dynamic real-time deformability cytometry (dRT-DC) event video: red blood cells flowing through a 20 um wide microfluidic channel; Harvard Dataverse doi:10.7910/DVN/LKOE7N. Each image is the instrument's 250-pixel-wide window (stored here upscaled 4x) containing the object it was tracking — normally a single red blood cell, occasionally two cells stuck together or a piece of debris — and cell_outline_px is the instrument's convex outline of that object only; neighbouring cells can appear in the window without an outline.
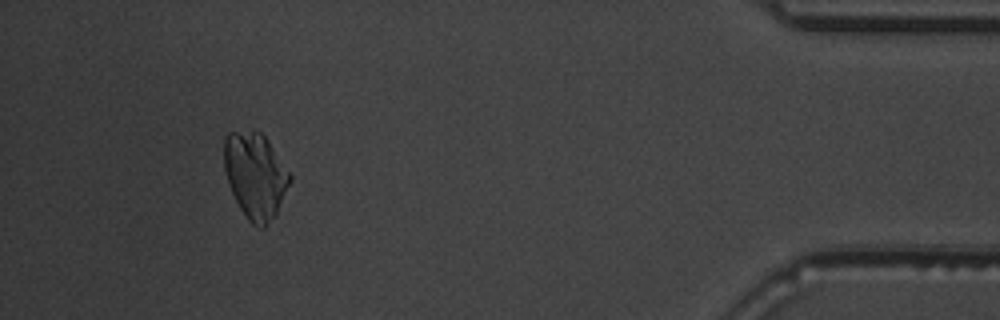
{"species": "common noctule bat (a hibernating species)", "species_latin": "Nyctalus noctula", "temperature_condition": "warm", "stored_images_in_passage": 52, "camera_frame_rate_fps": 3000, "um_per_image_px": 0.085, "animal": {"sex": "male", "body_mass_g": 19.5, "forearm_length_mm": 54.6}, "frame": {"image": 1, "passage_image": 48, "time_ms": 15.667, "image_size_px": [1000, 320], "cell_outline_px": [[292, 180], [276, 216], [264, 228], [260, 228], [252, 224], [248, 220], [240, 208], [232, 192], [224, 168], [224, 136], [228, 132], [260, 132], [264, 136], [292, 176]], "centroid_in_image_um": [21.71, 14.96], "position_along_channel_um": 413.5, "area_um2": 32.71}}